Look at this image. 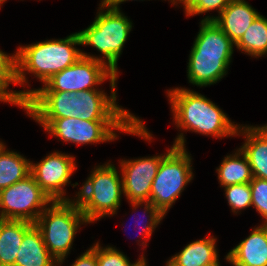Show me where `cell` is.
Here are the masks:
<instances>
[{
	"label": "cell",
	"mask_w": 267,
	"mask_h": 266,
	"mask_svg": "<svg viewBox=\"0 0 267 266\" xmlns=\"http://www.w3.org/2000/svg\"><path fill=\"white\" fill-rule=\"evenodd\" d=\"M110 78L112 93L85 90L80 92H33L22 108L33 119L79 118L89 121H136L138 118L116 104L115 83Z\"/></svg>",
	"instance_id": "cell-1"
},
{
	"label": "cell",
	"mask_w": 267,
	"mask_h": 266,
	"mask_svg": "<svg viewBox=\"0 0 267 266\" xmlns=\"http://www.w3.org/2000/svg\"><path fill=\"white\" fill-rule=\"evenodd\" d=\"M235 43L213 20H202L188 62L189 82L207 86L226 75Z\"/></svg>",
	"instance_id": "cell-2"
},
{
	"label": "cell",
	"mask_w": 267,
	"mask_h": 266,
	"mask_svg": "<svg viewBox=\"0 0 267 266\" xmlns=\"http://www.w3.org/2000/svg\"><path fill=\"white\" fill-rule=\"evenodd\" d=\"M167 94L177 127L216 138L239 134L238 125L205 96L185 88L168 90Z\"/></svg>",
	"instance_id": "cell-3"
},
{
	"label": "cell",
	"mask_w": 267,
	"mask_h": 266,
	"mask_svg": "<svg viewBox=\"0 0 267 266\" xmlns=\"http://www.w3.org/2000/svg\"><path fill=\"white\" fill-rule=\"evenodd\" d=\"M74 45H81L78 33L65 39L46 40L19 47L16 52V84L23 85L27 82L25 71L33 73L45 83L54 74L73 65L82 57V51Z\"/></svg>",
	"instance_id": "cell-4"
},
{
	"label": "cell",
	"mask_w": 267,
	"mask_h": 266,
	"mask_svg": "<svg viewBox=\"0 0 267 266\" xmlns=\"http://www.w3.org/2000/svg\"><path fill=\"white\" fill-rule=\"evenodd\" d=\"M46 131L64 142L77 144L112 141L117 138L113 130L142 136L150 140L151 134L143 121H89L79 118L35 119Z\"/></svg>",
	"instance_id": "cell-5"
},
{
	"label": "cell",
	"mask_w": 267,
	"mask_h": 266,
	"mask_svg": "<svg viewBox=\"0 0 267 266\" xmlns=\"http://www.w3.org/2000/svg\"><path fill=\"white\" fill-rule=\"evenodd\" d=\"M184 143L185 138L180 133L171 149L161 159L152 182L149 201L164 215L193 178L191 157L185 150Z\"/></svg>",
	"instance_id": "cell-6"
},
{
	"label": "cell",
	"mask_w": 267,
	"mask_h": 266,
	"mask_svg": "<svg viewBox=\"0 0 267 266\" xmlns=\"http://www.w3.org/2000/svg\"><path fill=\"white\" fill-rule=\"evenodd\" d=\"M89 223L78 204L73 201H53L34 223L40 230L48 252L58 265L72 248L80 224Z\"/></svg>",
	"instance_id": "cell-7"
},
{
	"label": "cell",
	"mask_w": 267,
	"mask_h": 266,
	"mask_svg": "<svg viewBox=\"0 0 267 266\" xmlns=\"http://www.w3.org/2000/svg\"><path fill=\"white\" fill-rule=\"evenodd\" d=\"M122 193V180L116 167L107 163L92 171L75 202L91 223L106 215H114L120 206Z\"/></svg>",
	"instance_id": "cell-8"
},
{
	"label": "cell",
	"mask_w": 267,
	"mask_h": 266,
	"mask_svg": "<svg viewBox=\"0 0 267 266\" xmlns=\"http://www.w3.org/2000/svg\"><path fill=\"white\" fill-rule=\"evenodd\" d=\"M94 22L85 30L78 32L81 45H91L106 57L107 66L117 72V61L131 31L132 23L119 10L106 5L103 1Z\"/></svg>",
	"instance_id": "cell-9"
},
{
	"label": "cell",
	"mask_w": 267,
	"mask_h": 266,
	"mask_svg": "<svg viewBox=\"0 0 267 266\" xmlns=\"http://www.w3.org/2000/svg\"><path fill=\"white\" fill-rule=\"evenodd\" d=\"M82 57L73 65L54 74L45 83L44 87L35 90L17 91L16 97L23 103L33 92H80L97 90L96 84H101L107 78H117L118 74L112 71L100 57L81 52Z\"/></svg>",
	"instance_id": "cell-10"
},
{
	"label": "cell",
	"mask_w": 267,
	"mask_h": 266,
	"mask_svg": "<svg viewBox=\"0 0 267 266\" xmlns=\"http://www.w3.org/2000/svg\"><path fill=\"white\" fill-rule=\"evenodd\" d=\"M52 202L30 174L0 190V219L24 220L34 224Z\"/></svg>",
	"instance_id": "cell-11"
},
{
	"label": "cell",
	"mask_w": 267,
	"mask_h": 266,
	"mask_svg": "<svg viewBox=\"0 0 267 266\" xmlns=\"http://www.w3.org/2000/svg\"><path fill=\"white\" fill-rule=\"evenodd\" d=\"M74 157L59 152L46 156L38 164L31 162V175L52 201H70L65 198L63 186L76 169Z\"/></svg>",
	"instance_id": "cell-12"
},
{
	"label": "cell",
	"mask_w": 267,
	"mask_h": 266,
	"mask_svg": "<svg viewBox=\"0 0 267 266\" xmlns=\"http://www.w3.org/2000/svg\"><path fill=\"white\" fill-rule=\"evenodd\" d=\"M164 156L165 154L120 162L123 193L130 202L150 199L152 182Z\"/></svg>",
	"instance_id": "cell-13"
},
{
	"label": "cell",
	"mask_w": 267,
	"mask_h": 266,
	"mask_svg": "<svg viewBox=\"0 0 267 266\" xmlns=\"http://www.w3.org/2000/svg\"><path fill=\"white\" fill-rule=\"evenodd\" d=\"M259 16L244 0H231L217 17H205L202 20H213L221 30L236 44Z\"/></svg>",
	"instance_id": "cell-14"
},
{
	"label": "cell",
	"mask_w": 267,
	"mask_h": 266,
	"mask_svg": "<svg viewBox=\"0 0 267 266\" xmlns=\"http://www.w3.org/2000/svg\"><path fill=\"white\" fill-rule=\"evenodd\" d=\"M225 259L233 266H267V230L263 225L254 228Z\"/></svg>",
	"instance_id": "cell-15"
},
{
	"label": "cell",
	"mask_w": 267,
	"mask_h": 266,
	"mask_svg": "<svg viewBox=\"0 0 267 266\" xmlns=\"http://www.w3.org/2000/svg\"><path fill=\"white\" fill-rule=\"evenodd\" d=\"M238 132L246 137L240 150L248 159L253 177L267 180V131L259 126H238Z\"/></svg>",
	"instance_id": "cell-16"
},
{
	"label": "cell",
	"mask_w": 267,
	"mask_h": 266,
	"mask_svg": "<svg viewBox=\"0 0 267 266\" xmlns=\"http://www.w3.org/2000/svg\"><path fill=\"white\" fill-rule=\"evenodd\" d=\"M57 260L48 252L40 230L34 224L25 234L14 266H56Z\"/></svg>",
	"instance_id": "cell-17"
},
{
	"label": "cell",
	"mask_w": 267,
	"mask_h": 266,
	"mask_svg": "<svg viewBox=\"0 0 267 266\" xmlns=\"http://www.w3.org/2000/svg\"><path fill=\"white\" fill-rule=\"evenodd\" d=\"M34 224L24 220L0 219V266H14L24 234Z\"/></svg>",
	"instance_id": "cell-18"
},
{
	"label": "cell",
	"mask_w": 267,
	"mask_h": 266,
	"mask_svg": "<svg viewBox=\"0 0 267 266\" xmlns=\"http://www.w3.org/2000/svg\"><path fill=\"white\" fill-rule=\"evenodd\" d=\"M216 238L209 237L194 241L184 249L172 256L169 262L173 266H208L218 263V254L216 250Z\"/></svg>",
	"instance_id": "cell-19"
},
{
	"label": "cell",
	"mask_w": 267,
	"mask_h": 266,
	"mask_svg": "<svg viewBox=\"0 0 267 266\" xmlns=\"http://www.w3.org/2000/svg\"><path fill=\"white\" fill-rule=\"evenodd\" d=\"M240 155L242 158H240ZM216 170L222 187L249 183L253 180V174L248 159L240 148L237 153L226 156Z\"/></svg>",
	"instance_id": "cell-20"
},
{
	"label": "cell",
	"mask_w": 267,
	"mask_h": 266,
	"mask_svg": "<svg viewBox=\"0 0 267 266\" xmlns=\"http://www.w3.org/2000/svg\"><path fill=\"white\" fill-rule=\"evenodd\" d=\"M31 173V162L20 154L0 150V190L25 179Z\"/></svg>",
	"instance_id": "cell-21"
},
{
	"label": "cell",
	"mask_w": 267,
	"mask_h": 266,
	"mask_svg": "<svg viewBox=\"0 0 267 266\" xmlns=\"http://www.w3.org/2000/svg\"><path fill=\"white\" fill-rule=\"evenodd\" d=\"M235 46L254 57L267 54V19L259 14Z\"/></svg>",
	"instance_id": "cell-22"
},
{
	"label": "cell",
	"mask_w": 267,
	"mask_h": 266,
	"mask_svg": "<svg viewBox=\"0 0 267 266\" xmlns=\"http://www.w3.org/2000/svg\"><path fill=\"white\" fill-rule=\"evenodd\" d=\"M225 194L231 210L237 213L252 206V193L249 183L225 186Z\"/></svg>",
	"instance_id": "cell-23"
},
{
	"label": "cell",
	"mask_w": 267,
	"mask_h": 266,
	"mask_svg": "<svg viewBox=\"0 0 267 266\" xmlns=\"http://www.w3.org/2000/svg\"><path fill=\"white\" fill-rule=\"evenodd\" d=\"M96 259L98 266H136L137 263L142 259L139 258L138 261L131 264L129 259L115 247L101 248L99 243H96Z\"/></svg>",
	"instance_id": "cell-24"
},
{
	"label": "cell",
	"mask_w": 267,
	"mask_h": 266,
	"mask_svg": "<svg viewBox=\"0 0 267 266\" xmlns=\"http://www.w3.org/2000/svg\"><path fill=\"white\" fill-rule=\"evenodd\" d=\"M250 188L252 193V205L261 217L267 220V180L253 177L250 182Z\"/></svg>",
	"instance_id": "cell-25"
},
{
	"label": "cell",
	"mask_w": 267,
	"mask_h": 266,
	"mask_svg": "<svg viewBox=\"0 0 267 266\" xmlns=\"http://www.w3.org/2000/svg\"><path fill=\"white\" fill-rule=\"evenodd\" d=\"M230 2L231 0H192L185 8V13L192 16L217 9L220 14Z\"/></svg>",
	"instance_id": "cell-26"
},
{
	"label": "cell",
	"mask_w": 267,
	"mask_h": 266,
	"mask_svg": "<svg viewBox=\"0 0 267 266\" xmlns=\"http://www.w3.org/2000/svg\"><path fill=\"white\" fill-rule=\"evenodd\" d=\"M132 206H134V209H136L137 206H140L141 204H145V211L144 213H148V221L146 226H143L142 232L146 237H150L152 235L153 230L156 228V226L160 223L162 218L165 216L159 209L156 208V206L148 201H133L130 202Z\"/></svg>",
	"instance_id": "cell-27"
},
{
	"label": "cell",
	"mask_w": 267,
	"mask_h": 266,
	"mask_svg": "<svg viewBox=\"0 0 267 266\" xmlns=\"http://www.w3.org/2000/svg\"><path fill=\"white\" fill-rule=\"evenodd\" d=\"M0 80L8 87L16 84V54L8 56L0 50Z\"/></svg>",
	"instance_id": "cell-28"
},
{
	"label": "cell",
	"mask_w": 267,
	"mask_h": 266,
	"mask_svg": "<svg viewBox=\"0 0 267 266\" xmlns=\"http://www.w3.org/2000/svg\"><path fill=\"white\" fill-rule=\"evenodd\" d=\"M71 266H98L96 259V245L86 250Z\"/></svg>",
	"instance_id": "cell-29"
},
{
	"label": "cell",
	"mask_w": 267,
	"mask_h": 266,
	"mask_svg": "<svg viewBox=\"0 0 267 266\" xmlns=\"http://www.w3.org/2000/svg\"><path fill=\"white\" fill-rule=\"evenodd\" d=\"M0 101L9 102L22 107L21 101L16 97V91H7V86L0 80Z\"/></svg>",
	"instance_id": "cell-30"
},
{
	"label": "cell",
	"mask_w": 267,
	"mask_h": 266,
	"mask_svg": "<svg viewBox=\"0 0 267 266\" xmlns=\"http://www.w3.org/2000/svg\"><path fill=\"white\" fill-rule=\"evenodd\" d=\"M124 1L128 0H103L106 5L117 10H120L118 5Z\"/></svg>",
	"instance_id": "cell-31"
},
{
	"label": "cell",
	"mask_w": 267,
	"mask_h": 266,
	"mask_svg": "<svg viewBox=\"0 0 267 266\" xmlns=\"http://www.w3.org/2000/svg\"><path fill=\"white\" fill-rule=\"evenodd\" d=\"M173 4H175L176 2H180L183 3L184 5V9L192 2V0H171Z\"/></svg>",
	"instance_id": "cell-32"
},
{
	"label": "cell",
	"mask_w": 267,
	"mask_h": 266,
	"mask_svg": "<svg viewBox=\"0 0 267 266\" xmlns=\"http://www.w3.org/2000/svg\"><path fill=\"white\" fill-rule=\"evenodd\" d=\"M142 259L137 263V265L136 266H147L146 264V260H145V258H144V256L142 255V257H141Z\"/></svg>",
	"instance_id": "cell-33"
},
{
	"label": "cell",
	"mask_w": 267,
	"mask_h": 266,
	"mask_svg": "<svg viewBox=\"0 0 267 266\" xmlns=\"http://www.w3.org/2000/svg\"><path fill=\"white\" fill-rule=\"evenodd\" d=\"M265 223H263L262 225H263V227L267 230V220L266 221H264Z\"/></svg>",
	"instance_id": "cell-34"
},
{
	"label": "cell",
	"mask_w": 267,
	"mask_h": 266,
	"mask_svg": "<svg viewBox=\"0 0 267 266\" xmlns=\"http://www.w3.org/2000/svg\"><path fill=\"white\" fill-rule=\"evenodd\" d=\"M261 128L267 131V125L261 126Z\"/></svg>",
	"instance_id": "cell-35"
},
{
	"label": "cell",
	"mask_w": 267,
	"mask_h": 266,
	"mask_svg": "<svg viewBox=\"0 0 267 266\" xmlns=\"http://www.w3.org/2000/svg\"><path fill=\"white\" fill-rule=\"evenodd\" d=\"M208 266H220V263L218 262L217 264H212V265H208Z\"/></svg>",
	"instance_id": "cell-36"
},
{
	"label": "cell",
	"mask_w": 267,
	"mask_h": 266,
	"mask_svg": "<svg viewBox=\"0 0 267 266\" xmlns=\"http://www.w3.org/2000/svg\"><path fill=\"white\" fill-rule=\"evenodd\" d=\"M166 266H173V265L169 261H167Z\"/></svg>",
	"instance_id": "cell-37"
},
{
	"label": "cell",
	"mask_w": 267,
	"mask_h": 266,
	"mask_svg": "<svg viewBox=\"0 0 267 266\" xmlns=\"http://www.w3.org/2000/svg\"><path fill=\"white\" fill-rule=\"evenodd\" d=\"M5 2V0H0V8H1V4Z\"/></svg>",
	"instance_id": "cell-38"
},
{
	"label": "cell",
	"mask_w": 267,
	"mask_h": 266,
	"mask_svg": "<svg viewBox=\"0 0 267 266\" xmlns=\"http://www.w3.org/2000/svg\"><path fill=\"white\" fill-rule=\"evenodd\" d=\"M4 145H3V143L2 142H0V150H1V148L3 147Z\"/></svg>",
	"instance_id": "cell-39"
}]
</instances>
